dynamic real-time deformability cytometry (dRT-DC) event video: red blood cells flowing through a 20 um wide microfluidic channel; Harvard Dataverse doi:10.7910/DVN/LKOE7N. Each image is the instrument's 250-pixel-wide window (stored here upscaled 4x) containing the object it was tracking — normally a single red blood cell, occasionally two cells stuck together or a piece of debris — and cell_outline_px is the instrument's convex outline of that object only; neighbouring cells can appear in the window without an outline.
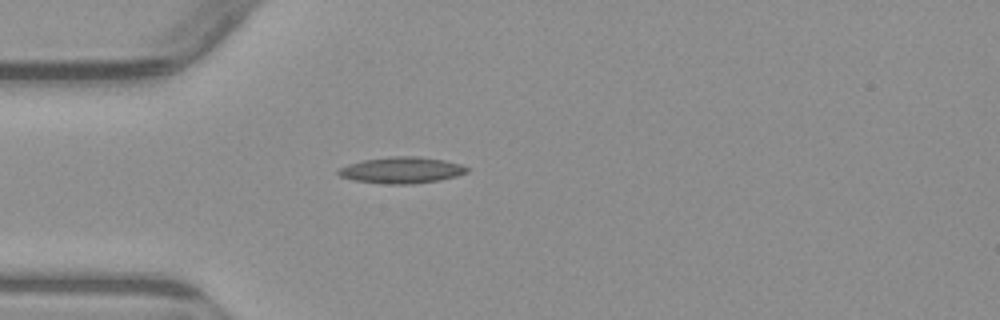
{"species": "common noctule bat (a hibernating species)", "species_latin": "Nyctalus noctula", "temperature_condition": "warm", "stored_images_in_passage": 1, "camera_frame_rate_fps": 3000, "um_per_image_px": 0.085, "animal": {"sex": "male", "body_mass_g": 23.1, "forearm_length_mm": 52.7}, "frame": {"image": 1, "passage_image": 1, "time_ms": 0.0, "image_size_px": [1000, 320], "cell_outline_px": [[468, 172], [456, 176], [440, 180], [412, 184], [384, 184], [356, 180], [340, 176], [336, 172], [336, 168], [348, 164], [364, 160], [392, 156], [420, 156], [444, 160], [460, 164], [468, 168]], "centroid_in_image_um": [34.12, 14.46], "position_along_channel_um": 50.9, "area_um2": 19.77}}